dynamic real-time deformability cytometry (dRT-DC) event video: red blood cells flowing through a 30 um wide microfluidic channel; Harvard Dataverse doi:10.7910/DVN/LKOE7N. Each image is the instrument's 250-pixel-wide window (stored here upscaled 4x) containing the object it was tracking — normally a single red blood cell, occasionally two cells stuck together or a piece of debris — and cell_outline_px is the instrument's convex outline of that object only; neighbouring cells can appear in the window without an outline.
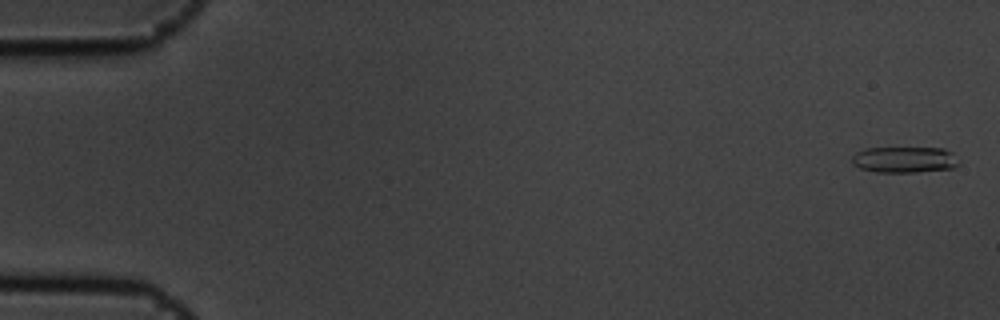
{"species": "common noctule bat (a hibernating species)", "species_latin": "Nyctalus noctula", "temperature_condition": "cold", "stored_images_in_passage": 7, "camera_frame_rate_fps": 3000, "um_per_image_px": 0.085, "animal": {"sex": "male", "body_mass_g": 19.5, "forearm_length_mm": 54.6}, "frame": {"image": 1, "passage_image": 1, "time_ms": 0.0, "image_size_px": [1000, 320], "cell_outline_px": [[960, 164], [952, 168], [916, 172], [876, 172], [860, 168], [852, 164], [852, 156], [856, 152], [864, 148], [944, 148], [952, 152]], "centroid_in_image_um": [76.86, 13.57], "position_along_channel_um": 8.1, "area_um2": 16.3}}
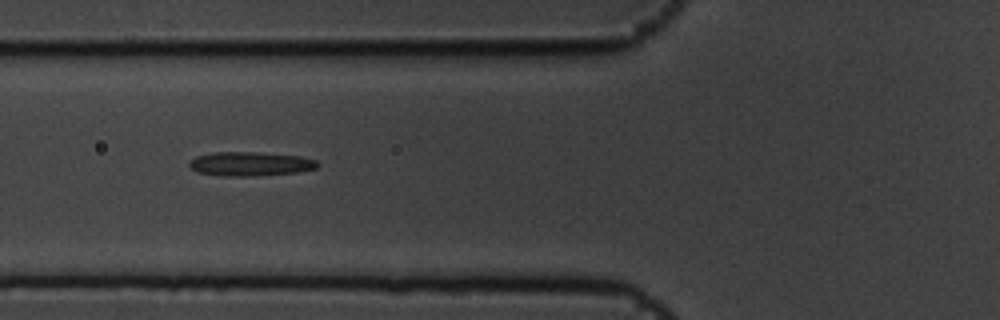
{"frame": {"image": 2, "passage_image": 6, "time_ms": 1.667, "image_size_px": [1000, 320], "cell_outline_px": [[320, 164], [316, 168], [296, 172], [252, 176], [224, 176], [196, 172], [188, 164], [196, 156], [212, 152], [256, 152], [300, 156], [316, 160]], "centroid_in_image_um": [21.26, 13.92], "position_along_channel_um": 104.5, "area_um2": 17.92}}
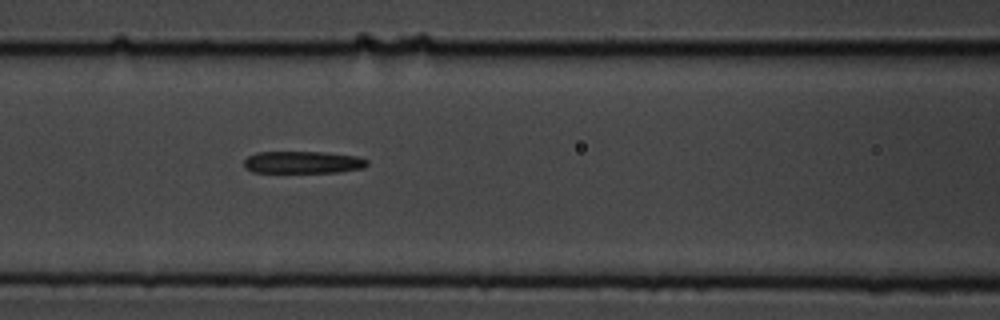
{"frame": {"image": 3, "passage_image": 7, "time_ms": 2.0, "image_size_px": [1000, 320], "cell_outline_px": [[368, 164], [364, 168], [340, 172], [252, 172], [244, 168], [244, 160], [248, 156], [256, 152], [324, 152], [356, 156], [368, 160]], "centroid_in_image_um": [25.74, 13.79], "position_along_channel_um": 140.9, "area_um2": 16.01}}